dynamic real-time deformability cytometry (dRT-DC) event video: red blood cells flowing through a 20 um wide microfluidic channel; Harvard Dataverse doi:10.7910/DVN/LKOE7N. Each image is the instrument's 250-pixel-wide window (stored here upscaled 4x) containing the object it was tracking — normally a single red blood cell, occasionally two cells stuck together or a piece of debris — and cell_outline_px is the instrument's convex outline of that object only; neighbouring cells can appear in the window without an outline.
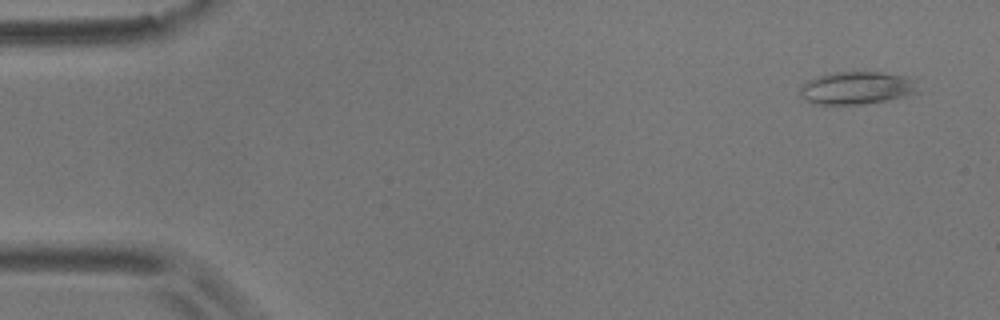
{"species": "common noctule bat (a hibernating species)", "species_latin": "Nyctalus noctula", "temperature_condition": "room temperature", "stored_images_in_passage": 4, "camera_frame_rate_fps": 3000, "um_per_image_px": 0.085, "animal": {"sex": "male", "body_mass_g": 17.9}, "frame": {"image": 1, "passage_image": 1, "time_ms": 0.0, "image_size_px": [1000, 320], "cell_outline_px": [[916, 92], [904, 96], [888, 100], [860, 104], [812, 104], [800, 96], [800, 88], [808, 80], [820, 76], [836, 72], [880, 72], [908, 76], [916, 80]], "centroid_in_image_um": [72.82, 7.47], "position_along_channel_um": 12.2, "area_um2": 22.31}}
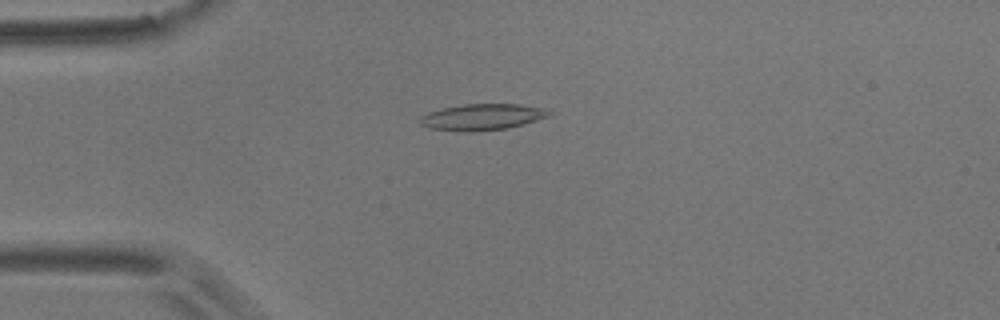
{"frame": {"image": 2, "passage_image": 4, "time_ms": 1.0, "image_size_px": [1000, 320], "cell_outline_px": [[552, 112], [548, 116], [524, 124], [508, 128], [472, 132], [464, 132], [428, 128], [420, 124], [420, 116], [428, 112], [444, 108], [464, 104], [520, 104], [540, 108]], "centroid_in_image_um": [40.94, 9.95], "position_along_channel_um": 44.1, "area_um2": 19.65}}